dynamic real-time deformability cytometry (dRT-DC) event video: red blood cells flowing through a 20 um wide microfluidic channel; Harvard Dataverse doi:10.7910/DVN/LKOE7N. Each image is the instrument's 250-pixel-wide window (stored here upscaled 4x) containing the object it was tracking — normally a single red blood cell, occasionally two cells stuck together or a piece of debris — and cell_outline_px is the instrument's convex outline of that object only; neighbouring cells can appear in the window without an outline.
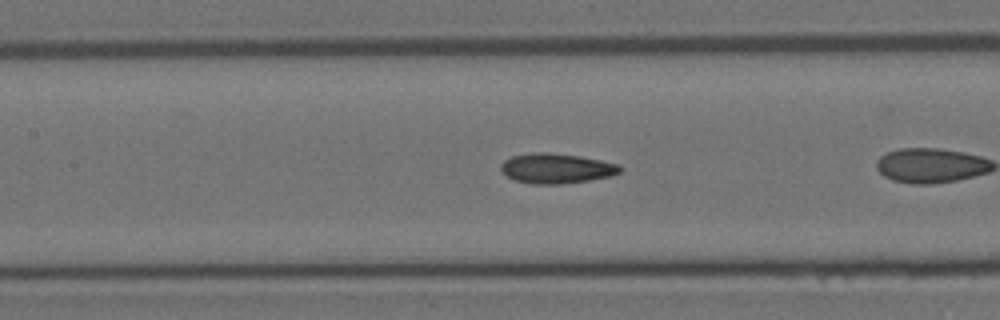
{"species": "Egyptian fruit bat (a non-hibernating species)", "species_latin": "Rousettus aegyptiacus", "temperature_condition": "room temperature", "stored_images_in_passage": 26, "camera_frame_rate_fps": 3000, "um_per_image_px": 0.085, "animal": {"sex": "female"}, "frame": {"image": 1, "passage_image": 8, "time_ms": 2.333, "image_size_px": [1000, 320], "cell_outline_px": [[624, 168], [620, 172], [612, 176], [588, 180], [560, 184], [532, 184], [512, 180], [500, 168], [500, 164], [504, 160], [512, 156], [532, 152], [548, 152], [580, 156], [620, 164]], "centroid_in_image_um": [47.3, 14.31], "position_along_channel_um": 160.1, "area_um2": 20.98}}